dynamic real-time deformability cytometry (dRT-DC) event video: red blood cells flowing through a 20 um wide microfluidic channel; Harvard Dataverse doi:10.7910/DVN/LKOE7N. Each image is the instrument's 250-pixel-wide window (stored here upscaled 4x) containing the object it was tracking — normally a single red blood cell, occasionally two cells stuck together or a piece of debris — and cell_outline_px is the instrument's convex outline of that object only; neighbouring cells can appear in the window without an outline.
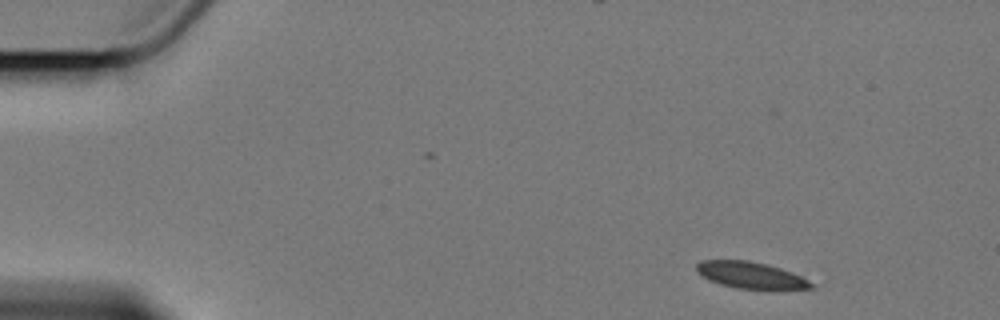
{"species": "Egyptian fruit bat (a non-hibernating species)", "species_latin": "Rousettus aegyptiacus", "temperature_condition": "cold", "stored_images_in_passage": 5, "camera_frame_rate_fps": 3000, "um_per_image_px": 0.085, "animal": {"sex": "female"}, "frame": {"image": 1, "passage_image": 1, "time_ms": 0.0, "image_size_px": [1000, 320], "cell_outline_px": [[816, 288], [772, 292], [736, 288], [720, 284], [708, 280], [696, 272], [696, 264], [700, 260], [748, 260], [780, 268], [792, 272], [808, 280]], "centroid_in_image_um": [63.86, 23.44], "position_along_channel_um": 21.1, "area_um2": 18.55}}
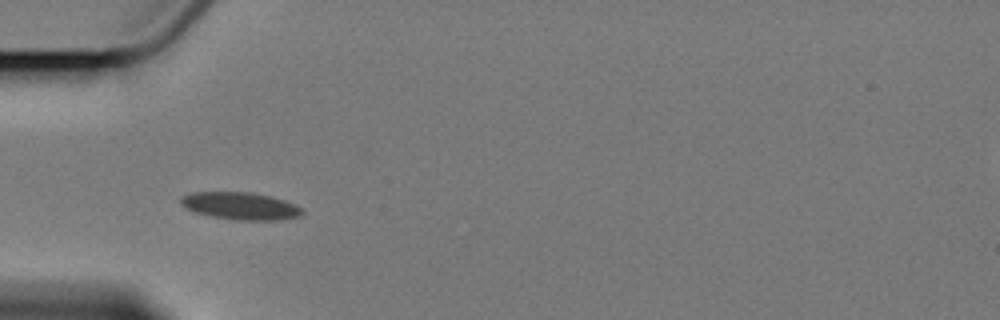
{"frame": {"image": 2, "passage_image": 4, "time_ms": 4.0, "image_size_px": [1000, 320], "cell_outline_px": [[304, 212], [300, 216], [280, 220], [236, 220], [212, 216], [196, 212], [184, 208], [180, 204], [180, 196], [192, 192], [252, 192], [272, 196], [296, 204]], "centroid_in_image_um": [20.43, 17.5], "position_along_channel_um": 64.6, "area_um2": 19.54}}
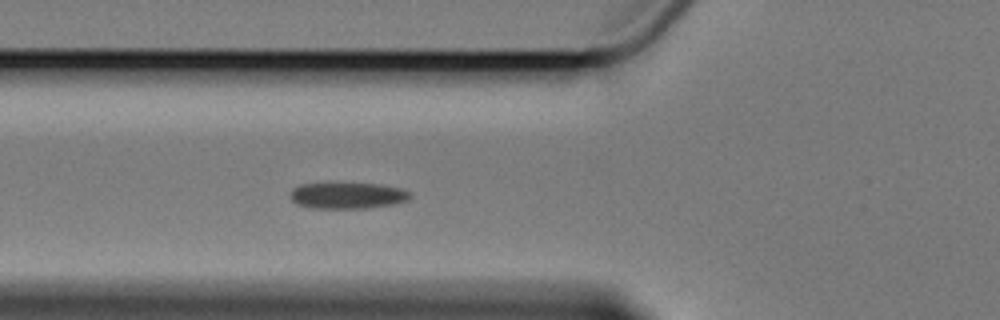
{"frame": {"image": 3, "passage_image": 5, "time_ms": 5.0, "image_size_px": [1000, 320], "cell_outline_px": [[412, 196], [408, 200], [392, 204], [368, 208], [312, 208], [296, 204], [288, 196], [292, 188], [300, 184], [332, 180], [380, 184], [400, 188], [408, 192]], "centroid_in_image_um": [29.45, 16.56], "position_along_channel_um": 96.4, "area_um2": 19.36}}